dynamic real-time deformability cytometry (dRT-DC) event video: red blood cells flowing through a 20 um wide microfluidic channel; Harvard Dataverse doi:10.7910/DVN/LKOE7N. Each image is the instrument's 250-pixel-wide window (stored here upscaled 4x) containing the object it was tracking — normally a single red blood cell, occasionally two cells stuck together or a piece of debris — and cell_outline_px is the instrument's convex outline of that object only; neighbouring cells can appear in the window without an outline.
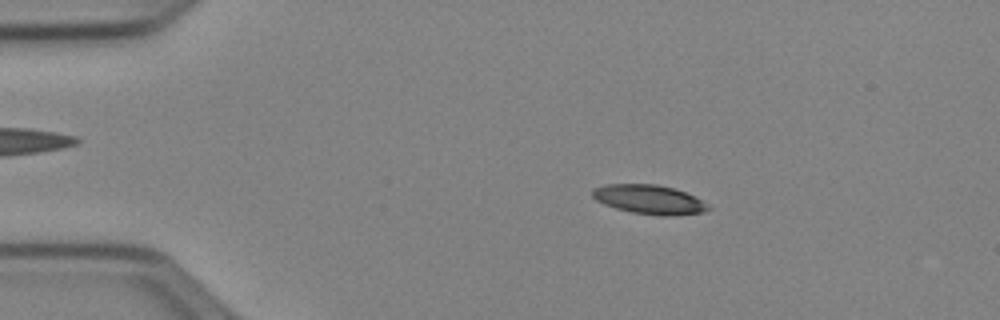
{"species": "Egyptian fruit bat (a non-hibernating species)", "species_latin": "Rousettus aegyptiacus", "temperature_condition": "cold", "stored_images_in_passage": 52, "camera_frame_rate_fps": 3000, "um_per_image_px": 0.085, "animal": {"sex": "female"}, "frame": {"image": 1, "passage_image": 10, "time_ms": 3.0, "image_size_px": [1000, 320], "cell_outline_px": [[712, 208], [704, 212], [668, 216], [660, 216], [632, 212], [616, 208], [604, 204], [596, 200], [592, 196], [592, 188], [604, 184], [656, 184], [672, 188], [684, 192], [708, 204]], "centroid_in_image_um": [55.15, 16.95], "position_along_channel_um": 29.9, "area_um2": 19.59}}
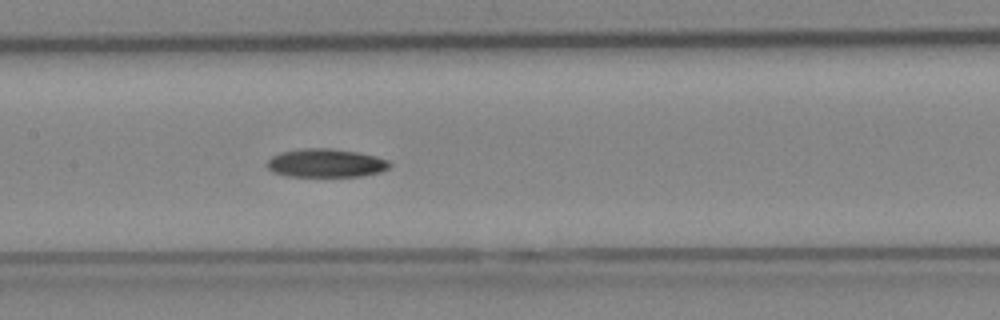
{"frame": {"image": 2, "passage_image": 26, "time_ms": 8.333, "image_size_px": [1000, 320], "cell_outline_px": [[392, 164], [388, 168], [380, 172], [360, 176], [284, 176], [272, 172], [268, 168], [268, 160], [272, 156], [280, 152], [304, 148], [328, 148], [356, 152], [376, 156], [388, 160]], "centroid_in_image_um": [27.69, 13.86], "position_along_channel_um": 179.7, "area_um2": 20.29}}
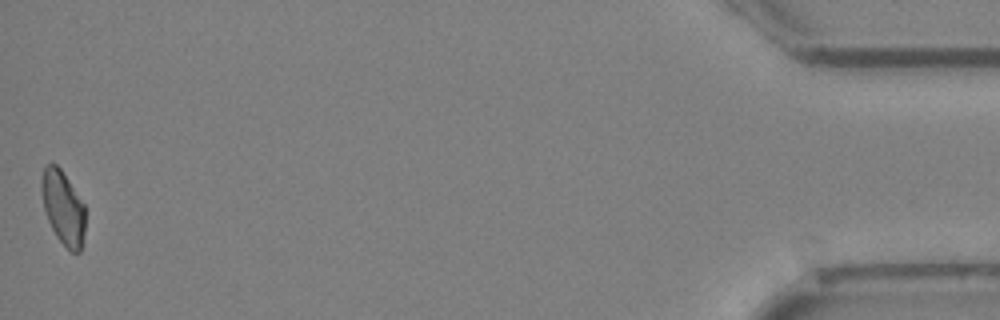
{"frame": {"image": 3, "passage_image": 52, "time_ms": 17.0, "image_size_px": [1000, 320], "cell_outline_px": [[84, 232], [80, 252], [72, 252], [56, 236], [48, 220], [44, 208], [40, 188], [40, 184], [44, 168], [48, 164], [56, 164], [60, 168], [84, 204]], "centroid_in_image_um": [5.34, 17.64], "position_along_channel_um": 429.9, "area_um2": 18.44}, "authors_computed_cell_mechanics": {"area_um2": 19.6231, "velocity_mm_per_s": 3.9517, "shape_relaxation_time_tau1_ms": 10.0366, "shape_relaxation_time_tau2_ms": null, "deformation_change_tau1": 0.2253, "deformation_change_tau2": null}}